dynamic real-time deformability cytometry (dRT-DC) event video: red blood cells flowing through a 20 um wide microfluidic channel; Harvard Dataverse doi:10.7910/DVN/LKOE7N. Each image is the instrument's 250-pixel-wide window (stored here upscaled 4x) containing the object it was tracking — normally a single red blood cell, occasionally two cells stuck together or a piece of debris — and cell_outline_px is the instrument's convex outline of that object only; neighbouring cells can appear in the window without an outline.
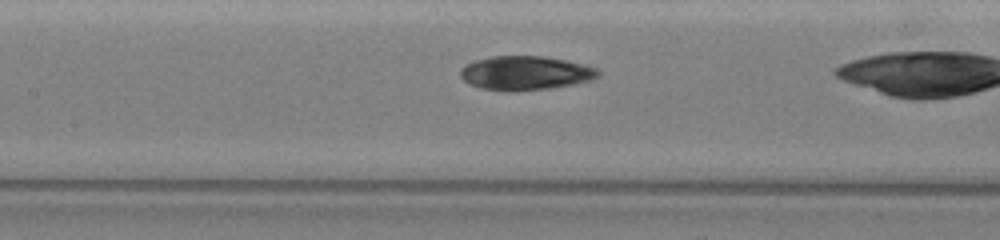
{"species": "common noctule bat (a hibernating species)", "species_latin": "Nyctalus noctula", "temperature_condition": "warm", "stored_images_in_passage": 6, "camera_frame_rate_fps": 3000, "um_per_image_px": 0.085, "animal": {"sex": "female", "body_mass_g": 19.5, "forearm_length_mm": 54.1}, "frame": {"image": 1, "passage_image": 5, "time_ms": 1.333, "image_size_px": [1000, 240], "cell_outline_px": [[600, 76], [592, 80], [552, 88], [516, 92], [504, 92], [480, 88], [468, 84], [460, 76], [460, 68], [476, 60], [492, 56], [544, 56], [584, 64], [596, 68], [600, 72]], "centroid_in_image_um": [44.65, 6.23], "position_along_channel_um": 162.8, "area_um2": 27.63}}